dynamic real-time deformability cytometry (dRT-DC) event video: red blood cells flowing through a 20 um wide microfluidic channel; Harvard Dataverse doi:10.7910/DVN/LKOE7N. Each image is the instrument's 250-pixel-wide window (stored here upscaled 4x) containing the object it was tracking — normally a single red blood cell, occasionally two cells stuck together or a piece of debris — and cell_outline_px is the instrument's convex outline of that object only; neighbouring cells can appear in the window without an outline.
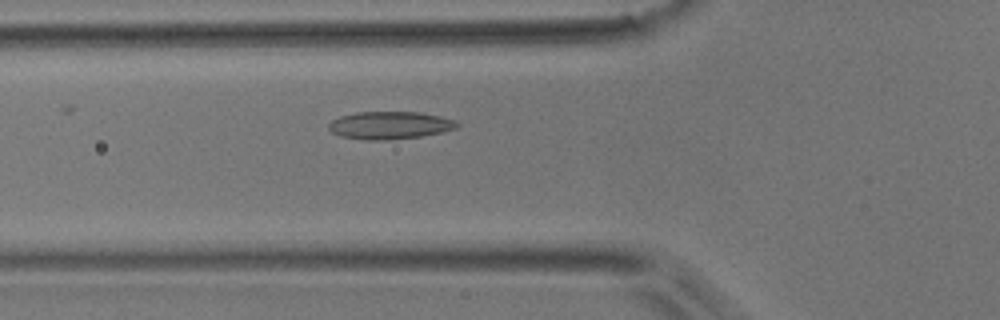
{"species": "common noctule bat (a hibernating species)", "species_latin": "Nyctalus noctula", "temperature_condition": "room temperature", "stored_images_in_passage": 39, "camera_frame_rate_fps": 3000, "um_per_image_px": 0.085, "animal": {"sex": "male", "body_mass_g": 17.9}, "frame": {"image": 1, "passage_image": 5, "time_ms": 1.333, "image_size_px": [1000, 320], "cell_outline_px": [[460, 124], [456, 128], [440, 132], [420, 136], [384, 140], [368, 140], [340, 136], [332, 132], [328, 128], [328, 124], [332, 120], [340, 116], [356, 112], [420, 112], [440, 116], [452, 120]], "centroid_in_image_um": [33.09, 10.64], "position_along_channel_um": 92.7, "area_um2": 20.46}}
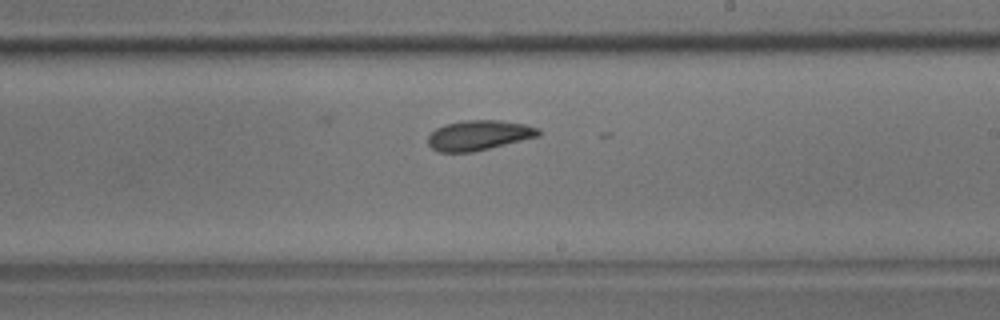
{"frame": {"image": 2, "passage_image": 17, "time_ms": 5.333, "image_size_px": [1000, 320], "cell_outline_px": [[540, 136], [472, 152], [436, 152], [428, 144], [428, 136], [436, 128], [444, 124], [464, 120], [500, 120], [524, 124], [540, 128]], "centroid_in_image_um": [40.69, 11.49], "position_along_channel_um": 248.3, "area_um2": 19.36}}
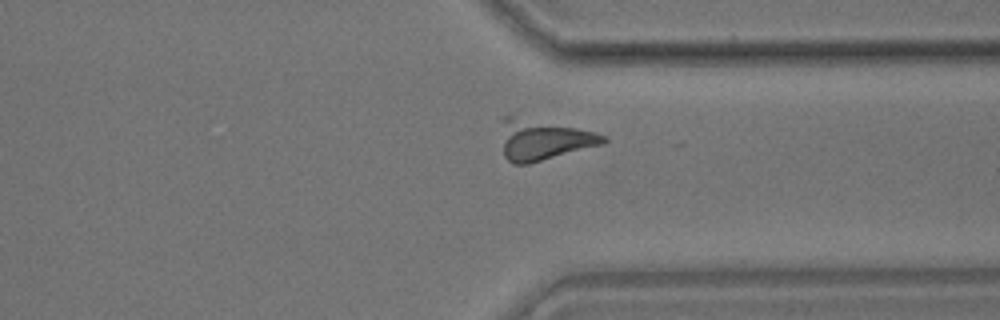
{"frame": {"image": 3, "passage_image": 26, "time_ms": 8.333, "image_size_px": [1000, 320], "cell_outline_px": [[608, 140], [604, 144], [528, 164], [512, 164], [504, 156], [504, 116], [508, 112], [596, 132], [608, 136]], "centroid_in_image_um": [46.22, 11.84], "position_along_channel_um": 365.2, "area_um2": 24.39}, "authors_computed_cell_mechanics": {"area_um2": 19.652, "velocity_mm_per_s": 3.8849, "shape_relaxation_time_tau1_ms": 4.9927, "shape_relaxation_time_tau2_ms": null, "deformation_change_tau1": 0.1296, "deformation_change_tau2": null}}